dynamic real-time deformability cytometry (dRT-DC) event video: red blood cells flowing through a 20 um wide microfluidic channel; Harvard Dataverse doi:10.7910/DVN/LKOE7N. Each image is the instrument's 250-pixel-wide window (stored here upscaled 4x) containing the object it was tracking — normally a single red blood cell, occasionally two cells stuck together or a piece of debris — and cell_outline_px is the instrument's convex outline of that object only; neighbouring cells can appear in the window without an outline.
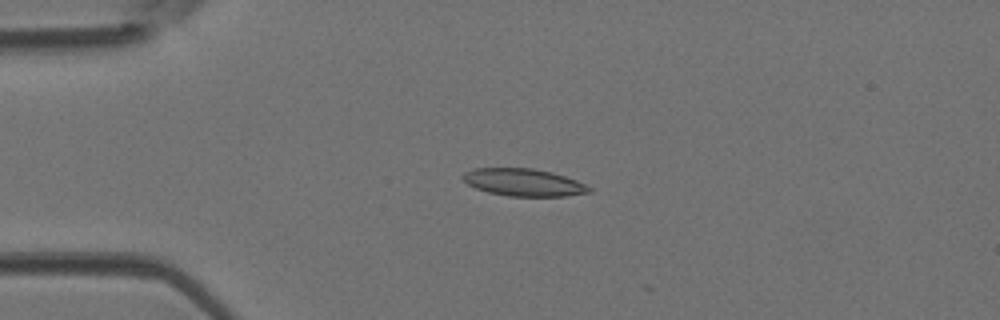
{"species": "Egyptian fruit bat (a non-hibernating species)", "species_latin": "Rousettus aegyptiacus", "temperature_condition": "room temperature", "stored_images_in_passage": 6, "camera_frame_rate_fps": 3000, "um_per_image_px": 0.085, "animal": {"sex": "female"}, "frame": {"image": 1, "passage_image": 1, "time_ms": 0.0, "image_size_px": [1000, 320], "cell_outline_px": [[592, 192], [564, 196], [508, 196], [488, 192], [476, 188], [468, 184], [460, 176], [464, 172], [472, 168], [532, 168], [552, 172], [576, 180], [592, 188]], "centroid_in_image_um": [44.49, 15.5], "position_along_channel_um": 40.5, "area_um2": 20.17}}
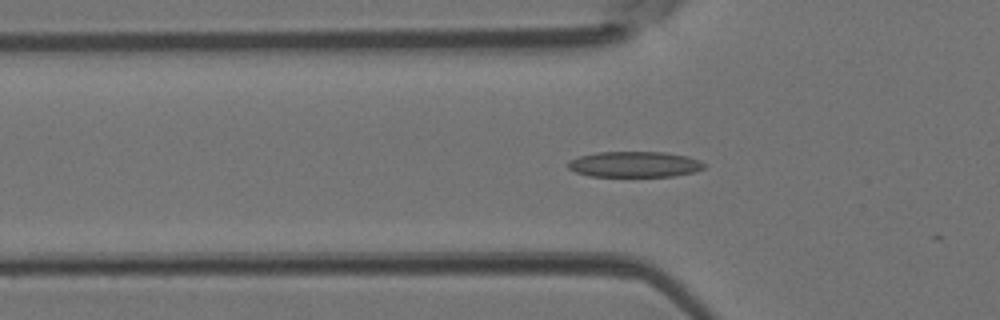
{"frame": {"image": 2, "passage_image": 5, "time_ms": 1.333, "image_size_px": [1000, 320], "cell_outline_px": [[708, 164], [704, 168], [696, 172], [672, 176], [588, 176], [576, 172], [568, 168], [568, 160], [580, 156], [596, 152], [664, 152], [688, 156], [700, 160]], "centroid_in_image_um": [53.97, 13.96], "position_along_channel_um": 71.8, "area_um2": 20.58}}